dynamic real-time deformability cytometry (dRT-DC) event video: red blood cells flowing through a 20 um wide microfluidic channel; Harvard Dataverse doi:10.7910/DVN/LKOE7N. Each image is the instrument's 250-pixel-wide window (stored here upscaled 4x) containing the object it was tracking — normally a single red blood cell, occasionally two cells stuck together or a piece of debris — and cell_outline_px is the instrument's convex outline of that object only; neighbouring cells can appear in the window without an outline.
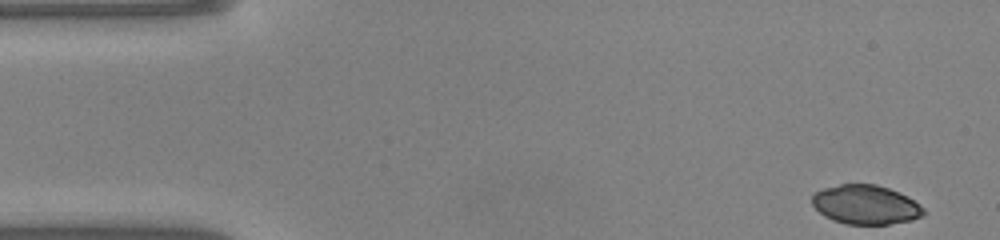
{"species": "common noctule bat (a hibernating species)", "species_latin": "Nyctalus noctula", "temperature_condition": "warm", "stored_images_in_passage": 47, "camera_frame_rate_fps": 3000, "um_per_image_px": 0.085, "animal": {"sex": "male", "body_mass_g": 20.0, "forearm_length_mm": 53.3}, "frame": {"image": 1, "passage_image": 1, "time_ms": 0.0, "image_size_px": [1000, 240], "cell_outline_px": [[924, 216], [912, 220], [888, 224], [844, 224], [832, 220], [824, 216], [812, 204], [812, 196], [816, 192], [824, 188], [840, 184], [876, 184], [888, 188], [908, 196], [924, 208]], "centroid_in_image_um": [73.59, 17.4], "position_along_channel_um": 11.4, "area_um2": 25.49}}
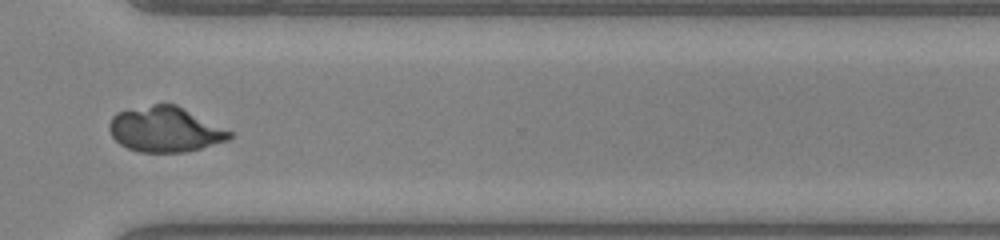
{"frame": {"image": 2, "passage_image": 34, "time_ms": 11.0, "image_size_px": [1000, 240], "cell_outline_px": [[236, 136], [228, 140], [200, 148], [184, 152], [140, 152], [128, 148], [120, 144], [112, 136], [108, 128], [108, 124], [112, 116], [116, 112], [152, 104], [176, 104], [232, 132]], "centroid_in_image_um": [14.02, 11.0], "position_along_channel_um": 356.6, "area_um2": 31.62}}
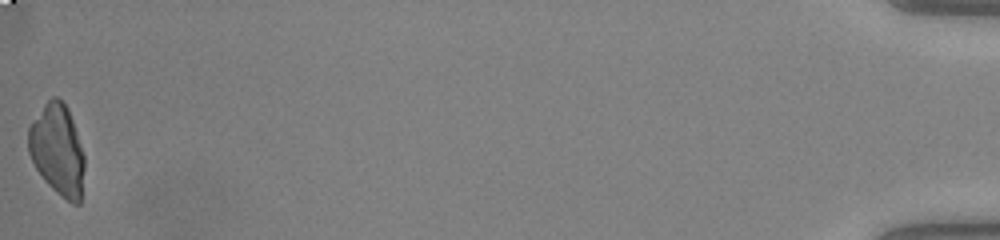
{"frame": {"image": 3, "passage_image": 47, "time_ms": 15.333, "image_size_px": [1000, 240], "cell_outline_px": [[84, 168], [80, 204], [72, 204], [56, 192], [44, 180], [36, 168], [28, 152], [28, 128], [44, 104], [52, 96], [56, 96], [68, 108], [84, 156]], "centroid_in_image_um": [4.88, 12.75], "position_along_channel_um": 430.3, "area_um2": 29.42}}